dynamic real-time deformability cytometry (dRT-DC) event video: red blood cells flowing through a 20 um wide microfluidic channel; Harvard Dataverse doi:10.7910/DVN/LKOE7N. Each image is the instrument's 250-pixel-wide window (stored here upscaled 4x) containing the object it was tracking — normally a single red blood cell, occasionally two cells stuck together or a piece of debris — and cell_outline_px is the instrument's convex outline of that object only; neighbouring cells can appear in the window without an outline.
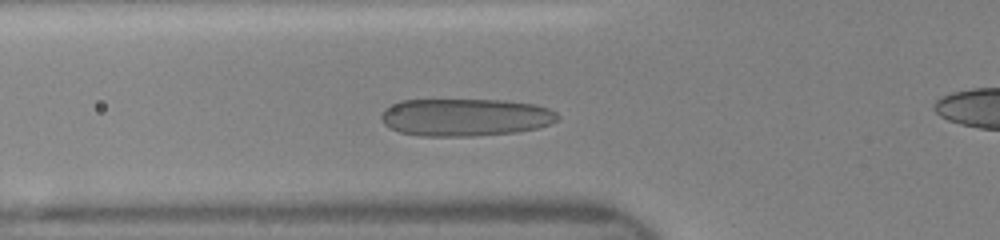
{"species": "human", "species_latin": "Homo sapiens", "temperature_condition": "room temperature", "stored_images_in_passage": 32, "camera_frame_rate_fps": 3000, "um_per_image_px": 0.085, "donor": {"sex": "female"}, "frame": {"image": 1, "passage_image": 10, "time_ms": 3.0, "image_size_px": [1000, 240], "cell_outline_px": [[560, 116], [556, 120], [540, 128], [516, 132], [472, 136], [420, 136], [400, 132], [388, 128], [380, 120], [380, 116], [384, 108], [400, 100], [508, 100], [536, 104], [548, 108], [556, 112]], "centroid_in_image_um": [39.53, 9.96], "position_along_channel_um": 86.3, "area_um2": 39.02}}
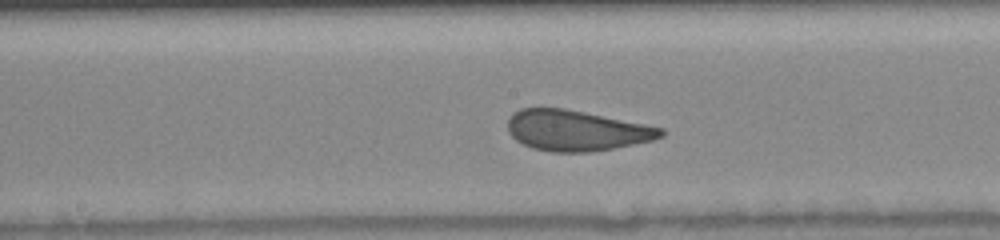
{"frame": {"image": 2, "passage_image": 18, "time_ms": 5.667, "image_size_px": [1000, 240], "cell_outline_px": [[664, 136], [652, 140], [612, 148], [588, 152], [552, 152], [532, 148], [516, 140], [508, 132], [508, 120], [512, 112], [520, 108], [564, 108], [664, 128]], "centroid_in_image_um": [48.95, 11.09], "position_along_channel_um": 199.2, "area_um2": 36.01}}
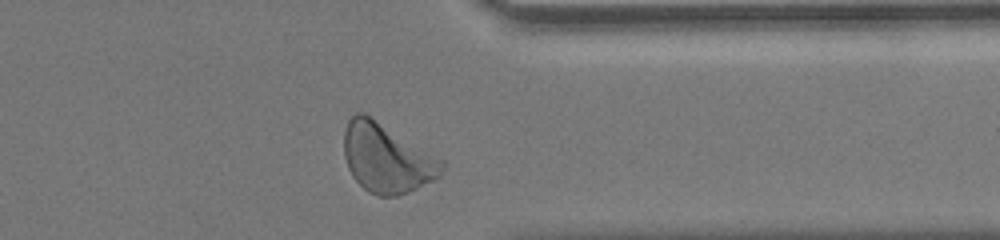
{"frame": {"image": 3, "passage_image": 31, "time_ms": 10.0, "image_size_px": [1000, 240], "cell_outline_px": [[444, 168], [440, 176], [436, 180], [408, 192], [396, 196], [380, 196], [368, 192], [352, 176], [348, 168], [344, 156], [344, 128], [348, 120], [356, 112], [364, 112], [444, 160]], "centroid_in_image_um": [32.88, 13.44], "position_along_channel_um": 378.5, "area_um2": 39.59}}